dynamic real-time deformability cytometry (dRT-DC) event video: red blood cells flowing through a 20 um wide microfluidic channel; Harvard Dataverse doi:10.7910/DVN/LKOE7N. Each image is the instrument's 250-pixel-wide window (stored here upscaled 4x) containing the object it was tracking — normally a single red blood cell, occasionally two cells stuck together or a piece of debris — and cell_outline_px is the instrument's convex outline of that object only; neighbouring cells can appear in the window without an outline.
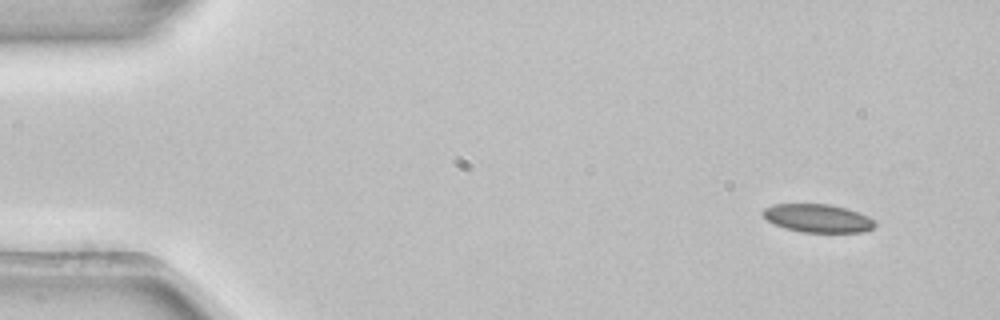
{"species": "common noctule bat (a hibernating species)", "species_latin": "Nyctalus noctula", "temperature_condition": "room temperature", "stored_images_in_passage": 4, "camera_frame_rate_fps": 3000, "um_per_image_px": 0.085, "animal": {"sex": "female", "body_mass_g": 22.7, "forearm_length_mm": 54.2}, "frame": {"image": 1, "passage_image": 1, "time_ms": 0.0, "image_size_px": [1000, 320], "cell_outline_px": [[876, 224], [872, 228], [864, 232], [800, 232], [784, 228], [768, 220], [760, 212], [764, 208], [776, 204], [828, 204], [848, 208], [868, 216]], "centroid_in_image_um": [69.5, 18.55], "position_along_channel_um": 15.5, "area_um2": 18.38}}
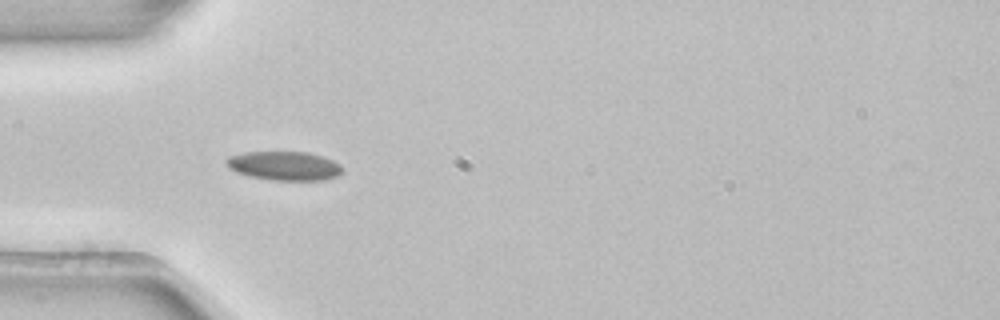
{"frame": {"image": 2, "passage_image": 4, "time_ms": 1.0, "image_size_px": [1000, 320], "cell_outline_px": [[344, 172], [340, 176], [324, 180], [272, 180], [252, 176], [236, 172], [228, 168], [224, 160], [228, 156], [244, 152], [308, 152], [332, 160], [340, 164], [344, 168]], "centroid_in_image_um": [24.19, 14.1], "position_along_channel_um": 60.8, "area_um2": 19.77}}